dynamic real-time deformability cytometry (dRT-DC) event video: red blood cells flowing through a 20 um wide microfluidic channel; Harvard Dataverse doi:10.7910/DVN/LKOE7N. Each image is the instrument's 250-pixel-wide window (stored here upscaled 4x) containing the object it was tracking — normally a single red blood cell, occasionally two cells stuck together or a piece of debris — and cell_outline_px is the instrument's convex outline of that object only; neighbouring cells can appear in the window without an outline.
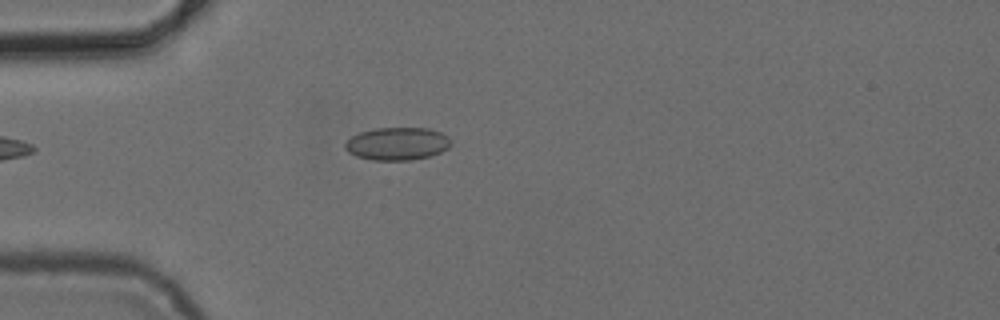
{"species": "common noctule bat (a hibernating species)", "species_latin": "Nyctalus noctula", "temperature_condition": "cold", "stored_images_in_passage": 4, "camera_frame_rate_fps": 3000, "um_per_image_px": 0.085, "animal": {"sex": "female", "body_mass_g": 24.6, "forearm_length_mm": 56.2}, "frame": {"image": 1, "passage_image": 2, "time_ms": 1.333, "image_size_px": [1000, 320], "cell_outline_px": [[452, 144], [448, 148], [440, 152], [428, 156], [412, 160], [372, 160], [356, 156], [348, 152], [344, 148], [344, 144], [352, 136], [360, 132], [376, 128], [428, 128], [440, 132], [448, 136], [452, 140]], "centroid_in_image_um": [33.77, 12.21], "position_along_channel_um": 51.2, "area_um2": 20.29}}
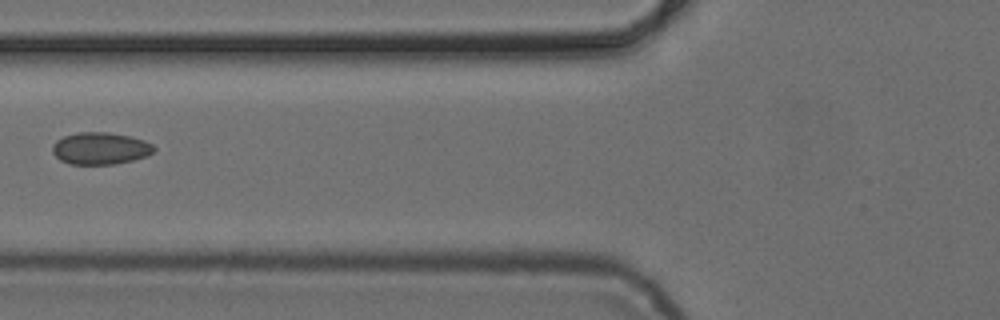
{"frame": {"image": 2, "passage_image": 4, "time_ms": 3.333, "image_size_px": [1000, 320], "cell_outline_px": [[156, 148], [148, 156], [116, 164], [68, 164], [60, 160], [52, 152], [52, 144], [56, 140], [64, 136], [76, 132], [108, 132], [128, 136], [144, 140], [152, 144]], "centroid_in_image_um": [8.51, 12.61], "position_along_channel_um": 117.3, "area_um2": 19.07}}